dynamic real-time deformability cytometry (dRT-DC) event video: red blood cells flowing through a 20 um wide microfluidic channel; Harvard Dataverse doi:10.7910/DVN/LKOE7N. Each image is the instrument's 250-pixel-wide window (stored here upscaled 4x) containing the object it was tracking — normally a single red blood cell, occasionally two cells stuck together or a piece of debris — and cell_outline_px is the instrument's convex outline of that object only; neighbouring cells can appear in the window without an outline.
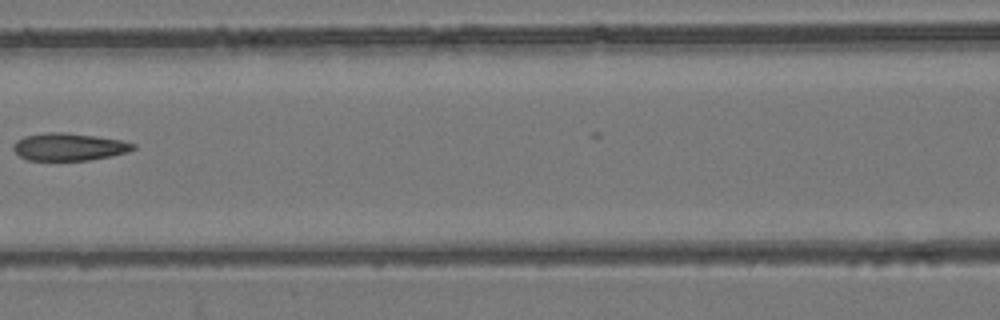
{"species": "common noctule bat (a hibernating species)", "species_latin": "Nyctalus noctula", "temperature_condition": "room temperature", "stored_images_in_passage": 6, "camera_frame_rate_fps": 3000, "um_per_image_px": 0.085, "animal": {"sex": "female", "body_mass_g": 24.6, "forearm_length_mm": 56.2}, "frame": {"image": 1, "passage_image": 6, "time_ms": 6.667, "image_size_px": [1000, 320], "cell_outline_px": [[136, 148], [128, 152], [112, 156], [88, 160], [28, 160], [20, 156], [12, 148], [16, 140], [24, 136], [48, 132], [64, 132], [96, 136], [120, 140], [136, 144]], "centroid_in_image_um": [5.87, 12.48], "position_along_channel_um": 160.7, "area_um2": 19.19}}